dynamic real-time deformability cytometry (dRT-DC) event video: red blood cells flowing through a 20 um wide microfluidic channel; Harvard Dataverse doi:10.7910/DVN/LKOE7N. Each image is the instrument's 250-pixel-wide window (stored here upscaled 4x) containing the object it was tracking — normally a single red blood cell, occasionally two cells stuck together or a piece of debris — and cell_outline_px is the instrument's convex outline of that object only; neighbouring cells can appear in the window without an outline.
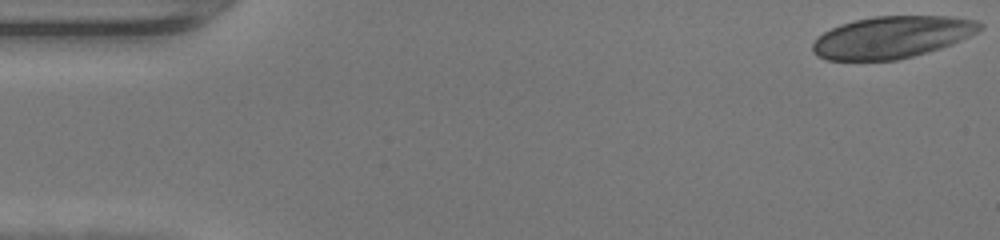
{"species": "human", "species_latin": "Homo sapiens", "temperature_condition": "warm", "stored_images_in_passage": 47, "camera_frame_rate_fps": 3000, "um_per_image_px": 0.085, "donor": {"sex": "female"}, "frame": {"image": 1, "passage_image": 1, "time_ms": 0.0, "image_size_px": [1000, 240], "cell_outline_px": [[984, 28], [952, 44], [940, 48], [912, 56], [896, 60], [828, 60], [816, 56], [812, 52], [812, 44], [824, 32], [840, 24], [856, 20], [876, 16], [948, 16], [976, 20], [984, 24]], "centroid_in_image_um": [75.82, 3.16], "position_along_channel_um": 9.2, "area_um2": 40.69}}
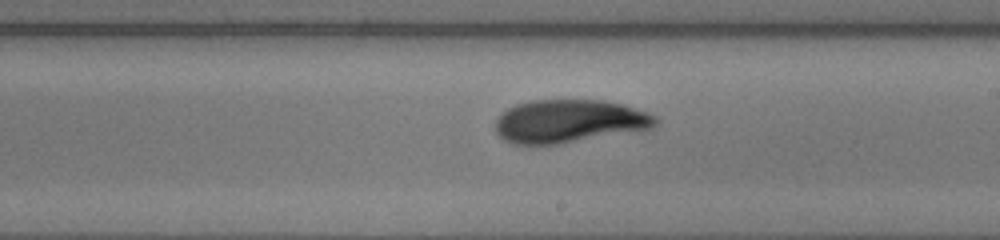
{"frame": {"image": 2, "passage_image": 27, "time_ms": 8.667, "image_size_px": [1000, 240], "cell_outline_px": [[660, 120], [652, 128], [560, 144], [512, 144], [504, 140], [496, 132], [496, 120], [508, 108], [516, 104], [532, 100], [604, 100], [624, 104], [648, 112], [656, 116]], "centroid_in_image_um": [48.41, 10.3], "position_along_channel_um": 240.6, "area_um2": 40.29}}
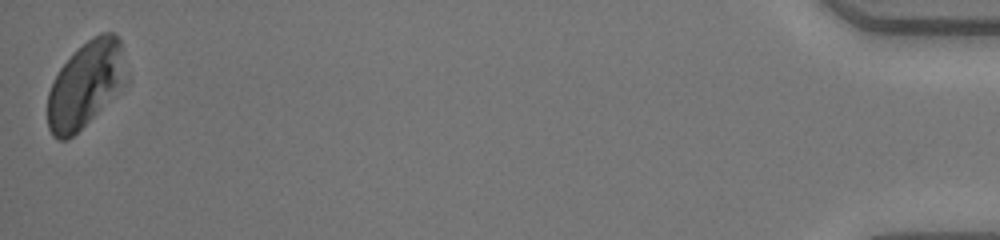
{"frame": {"image": 3, "passage_image": 47, "time_ms": 15.333, "image_size_px": [1000, 240], "cell_outline_px": [[128, 84], [72, 136], [64, 140], [60, 140], [52, 136], [48, 128], [48, 92], [60, 68], [92, 36], [100, 32], [112, 32], [120, 40], [128, 76]], "centroid_in_image_um": [7.32, 7.18], "position_along_channel_um": 427.9, "area_um2": 39.19}, "authors_computed_cell_mechanics": {"area_um2": 40.6334, "velocity_mm_per_s": 4.321, "shape_relaxation_time_tau1_ms": 3.8153, "shape_relaxation_time_tau2_ms": 1.927, "deformation_change_tau1": 0.1597, "deformation_change_tau2": 0.055}}